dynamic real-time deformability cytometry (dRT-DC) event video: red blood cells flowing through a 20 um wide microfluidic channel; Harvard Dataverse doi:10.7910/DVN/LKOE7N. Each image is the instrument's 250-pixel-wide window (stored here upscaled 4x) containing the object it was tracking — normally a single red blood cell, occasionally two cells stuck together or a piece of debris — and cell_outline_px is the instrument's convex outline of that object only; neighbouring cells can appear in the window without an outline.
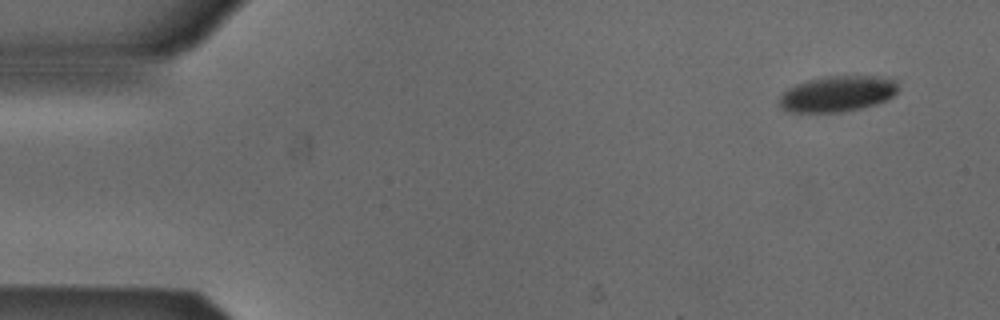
{"species": "Egyptian fruit bat (a non-hibernating species)", "species_latin": "Rousettus aegyptiacus", "temperature_condition": "cold", "stored_images_in_passage": 4, "camera_frame_rate_fps": 3000, "um_per_image_px": 0.085, "animal": {"sex": "male"}, "frame": {"image": 1, "passage_image": 1, "time_ms": 0.0, "image_size_px": [1000, 320], "cell_outline_px": [[900, 88], [888, 100], [876, 104], [844, 112], [784, 112], [776, 104], [780, 96], [788, 88], [796, 84], [808, 80], [828, 76], [876, 76], [896, 80]], "centroid_in_image_um": [71.15, 7.99], "position_along_channel_um": 13.8, "area_um2": 25.14}}